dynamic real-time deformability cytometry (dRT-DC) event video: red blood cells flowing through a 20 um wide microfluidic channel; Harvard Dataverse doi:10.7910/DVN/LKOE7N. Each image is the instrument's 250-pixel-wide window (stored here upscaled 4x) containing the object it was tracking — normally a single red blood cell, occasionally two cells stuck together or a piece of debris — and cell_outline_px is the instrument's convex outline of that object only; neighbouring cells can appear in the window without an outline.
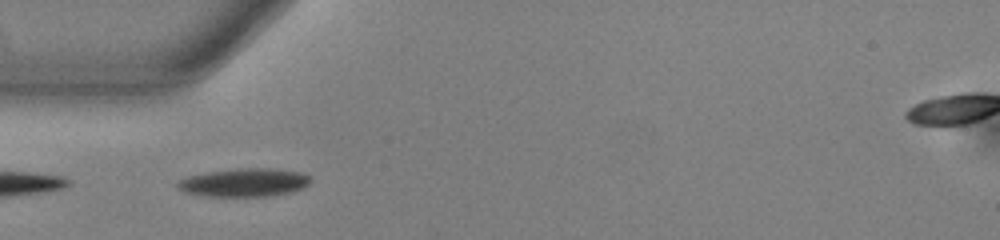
{"species": "common noctule bat (a hibernating species)", "species_latin": "Nyctalus noctula", "temperature_condition": "warm", "stored_images_in_passage": 38, "camera_frame_rate_fps": 3000, "um_per_image_px": 0.085, "animal": {"sex": "male", "body_mass_g": 13.0, "forearm_length_mm": 53.1}, "frame": {"image": 1, "passage_image": 1, "time_ms": 0.0, "image_size_px": [1000, 240], "cell_outline_px": [[312, 180], [304, 188], [288, 192], [268, 196], [204, 196], [184, 192], [176, 184], [180, 180], [188, 176], [208, 172], [236, 168], [268, 168], [300, 172], [308, 176]], "centroid_in_image_um": [20.76, 15.51], "position_along_channel_um": 64.2, "area_um2": 21.73}}
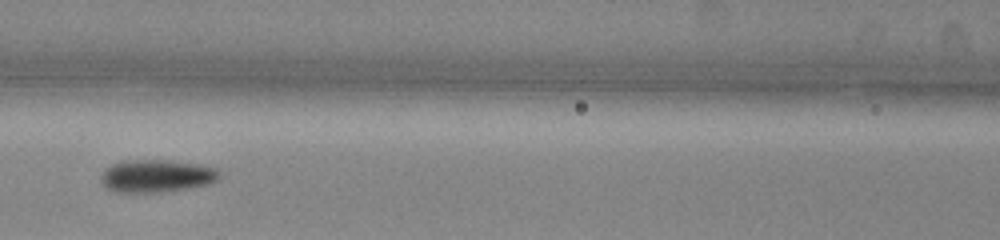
{"frame": {"image": 2, "passage_image": 8, "time_ms": 2.333, "image_size_px": [1000, 240], "cell_outline_px": [[220, 176], [216, 180], [208, 184], [188, 188], [160, 192], [112, 192], [104, 188], [100, 180], [100, 176], [104, 168], [112, 164], [128, 160], [160, 160], [196, 164], [212, 168], [220, 172]], "centroid_in_image_um": [13.21, 14.97], "position_along_channel_um": 153.4, "area_um2": 22.43}}
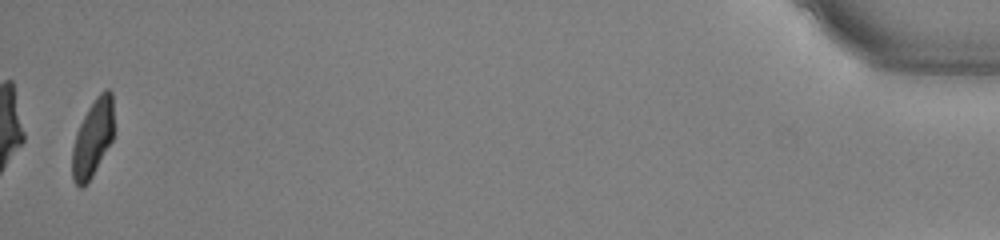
{"frame": {"image": 3, "passage_image": 37, "time_ms": 12.0, "image_size_px": [1000, 240], "cell_outline_px": [[112, 140], [92, 176], [80, 188], [72, 180], [72, 148], [76, 132], [88, 108], [96, 96], [104, 88], [108, 88], [112, 92]], "centroid_in_image_um": [7.86, 11.72], "position_along_channel_um": 427.3, "area_um2": 18.44}, "authors_computed_cell_mechanics": {"area_um2": 20.6924, "velocity_mm_per_s": 3.8418, "shape_relaxation_time_tau1_ms": 2.7242, "shape_relaxation_time_tau2_ms": 1.9901, "deformation_change_tau1": 0.1282, "deformation_change_tau2": 0.0772}}